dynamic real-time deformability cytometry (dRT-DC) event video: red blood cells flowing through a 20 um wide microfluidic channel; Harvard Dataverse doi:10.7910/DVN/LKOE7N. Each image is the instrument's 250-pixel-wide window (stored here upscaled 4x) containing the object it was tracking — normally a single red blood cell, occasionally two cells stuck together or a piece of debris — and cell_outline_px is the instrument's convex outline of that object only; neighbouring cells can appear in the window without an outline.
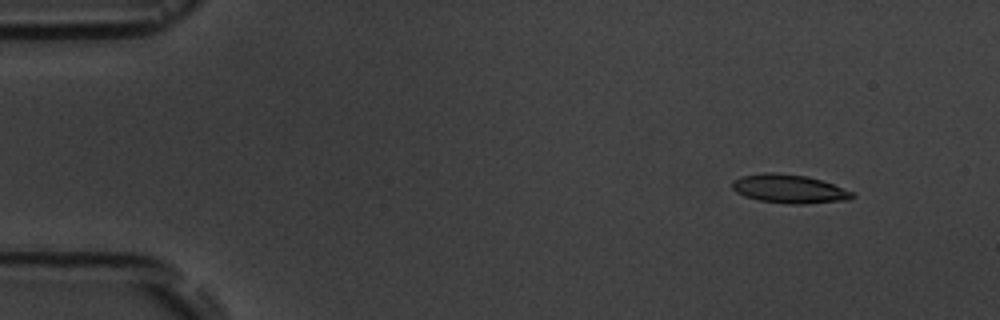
{"species": "common noctule bat (a hibernating species)", "species_latin": "Nyctalus noctula", "temperature_condition": "room temperature", "stored_images_in_passage": 5, "camera_frame_rate_fps": 3000, "um_per_image_px": 0.085, "animal": {"sex": "male", "body_mass_g": 19.5, "forearm_length_mm": 54.6}, "frame": {"image": 1, "passage_image": 2, "time_ms": 1.333, "image_size_px": [1000, 320], "cell_outline_px": [[856, 196], [848, 200], [804, 204], [796, 204], [760, 200], [744, 196], [736, 192], [732, 188], [732, 180], [740, 176], [764, 172], [804, 176], [820, 180], [856, 192]], "centroid_in_image_um": [67.09, 16.06], "position_along_channel_um": 17.9, "area_um2": 19.88}}
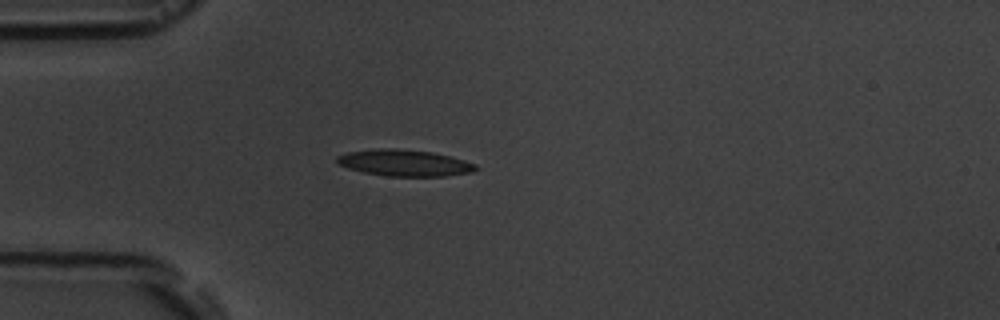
{"frame": {"image": 2, "passage_image": 5, "time_ms": 4.667, "image_size_px": [1000, 320], "cell_outline_px": [[480, 168], [472, 172], [444, 176], [388, 176], [364, 172], [348, 168], [340, 164], [336, 160], [336, 156], [348, 152], [376, 148], [396, 148], [432, 152], [464, 160], [476, 164]], "centroid_in_image_um": [34.39, 13.84], "position_along_channel_um": 50.6, "area_um2": 21.33}}